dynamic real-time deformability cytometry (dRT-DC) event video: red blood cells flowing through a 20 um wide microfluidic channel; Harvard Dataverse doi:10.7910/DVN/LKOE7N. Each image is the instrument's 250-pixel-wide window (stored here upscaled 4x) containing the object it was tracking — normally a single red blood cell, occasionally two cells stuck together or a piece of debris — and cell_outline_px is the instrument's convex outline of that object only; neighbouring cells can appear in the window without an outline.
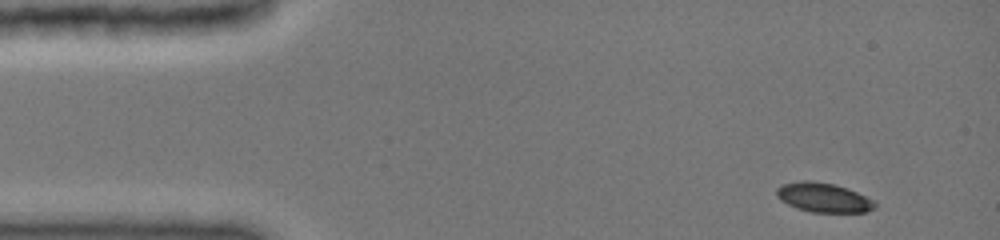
{"species": "common noctule bat (a hibernating species)", "species_latin": "Nyctalus noctula", "temperature_condition": "cold", "stored_images_in_passage": 7, "camera_frame_rate_fps": 3000, "um_per_image_px": 0.085, "animal": {"sex": "female", "body_mass_g": 19.0, "forearm_length_mm": 51.5}, "frame": {"image": 1, "passage_image": 1, "time_ms": 0.0, "image_size_px": [1000, 240], "cell_outline_px": [[876, 208], [868, 212], [812, 212], [796, 208], [780, 200], [776, 196], [776, 188], [780, 184], [800, 180], [812, 180], [836, 184], [848, 188], [872, 200], [876, 204]], "centroid_in_image_um": [69.96, 16.77], "position_along_channel_um": 15.0, "area_um2": 17.05}}
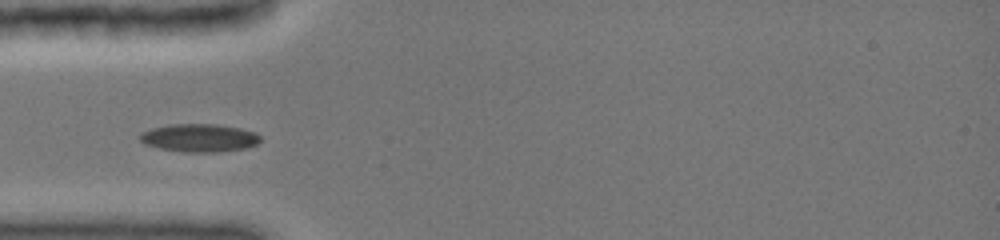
{"frame": {"image": 2, "passage_image": 5, "time_ms": 3.667, "image_size_px": [1000, 240], "cell_outline_px": [[260, 140], [256, 144], [244, 148], [220, 152], [184, 152], [160, 148], [144, 144], [140, 140], [140, 136], [144, 132], [152, 128], [176, 124], [216, 124], [240, 128], [252, 132], [260, 136]], "centroid_in_image_um": [16.94, 11.72], "position_along_channel_um": 68.1, "area_um2": 19.36}}
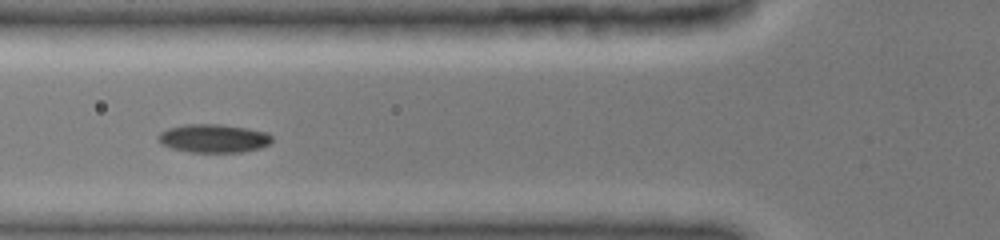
{"frame": {"image": 3, "passage_image": 6, "time_ms": 4.667, "image_size_px": [1000, 240], "cell_outline_px": [[272, 140], [268, 144], [260, 148], [240, 152], [188, 152], [172, 148], [160, 144], [160, 132], [168, 128], [184, 124], [216, 124], [244, 128], [268, 132], [272, 136]], "centroid_in_image_um": [18.15, 11.76], "position_along_channel_um": 107.6, "area_um2": 18.67}}